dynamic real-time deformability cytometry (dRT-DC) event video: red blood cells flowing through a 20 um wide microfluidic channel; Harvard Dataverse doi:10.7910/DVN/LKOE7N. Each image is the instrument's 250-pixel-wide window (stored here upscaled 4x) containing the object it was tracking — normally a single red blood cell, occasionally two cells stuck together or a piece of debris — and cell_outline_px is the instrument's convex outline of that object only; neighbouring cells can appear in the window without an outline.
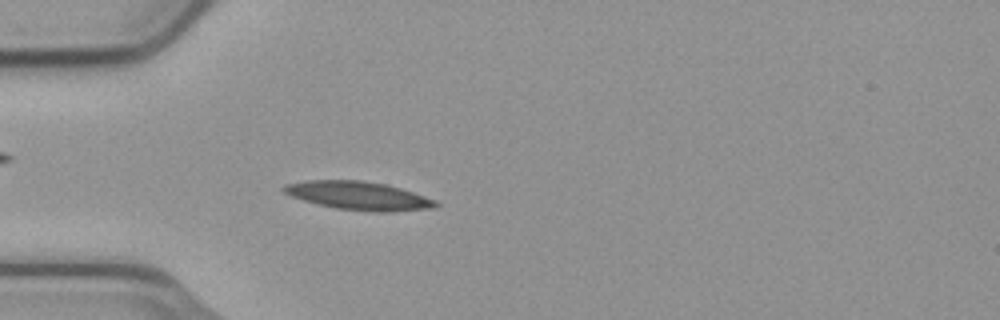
{"species": "common noctule bat (a hibernating species)", "species_latin": "Nyctalus noctula", "temperature_condition": "cold", "stored_images_in_passage": 42, "camera_frame_rate_fps": 3000, "um_per_image_px": 0.085, "animal": {"sex": "male", "body_mass_g": 23.1, "forearm_length_mm": 52.7}, "frame": {"image": 1, "passage_image": 16, "time_ms": 5.0, "image_size_px": [1000, 320], "cell_outline_px": [[440, 204], [436, 208], [392, 212], [372, 212], [336, 208], [316, 204], [292, 196], [284, 192], [280, 188], [284, 184], [304, 180], [364, 180], [384, 184], [400, 188], [436, 200]], "centroid_in_image_um": [30.48, 16.64], "position_along_channel_um": 54.5, "area_um2": 25.32}}
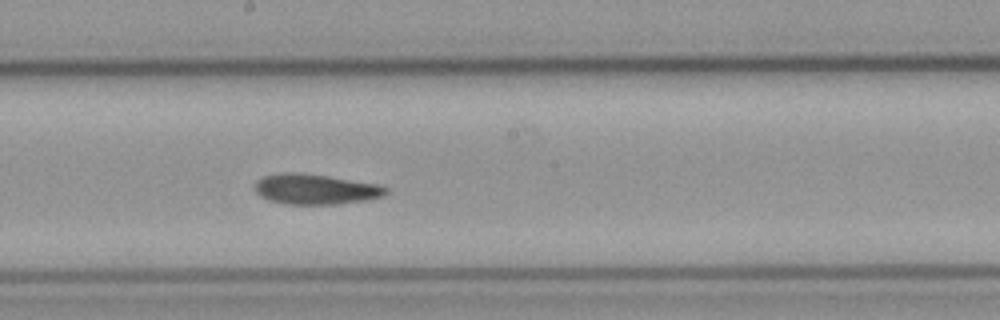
{"frame": {"image": 2, "passage_image": 30, "time_ms": 9.667, "image_size_px": [1000, 320], "cell_outline_px": [[388, 192], [384, 196], [368, 200], [336, 204], [284, 204], [268, 200], [260, 196], [256, 192], [256, 180], [264, 176], [280, 172], [300, 172], [380, 184], [388, 188]], "centroid_in_image_um": [26.83, 16.08], "position_along_channel_um": 221.4, "area_um2": 23.35}}
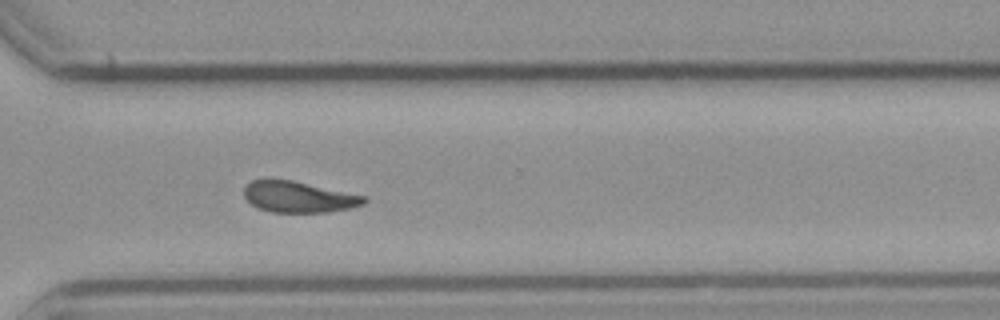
{"frame": {"image": 3, "passage_image": 40, "time_ms": 13.0, "image_size_px": [1000, 320], "cell_outline_px": [[368, 200], [364, 204], [352, 208], [328, 212], [272, 212], [256, 208], [244, 196], [244, 188], [252, 180], [264, 176], [292, 180], [364, 196]], "centroid_in_image_um": [25.32, 16.71], "position_along_channel_um": 345.3, "area_um2": 22.08}, "authors_computed_cell_mechanics": {"area_um2": 23.0044, "velocity_mm_per_s": 3.7292, "shape_relaxation_time_tau1_ms": null, "shape_relaxation_time_tau2_ms": 10.3789, "deformation_change_tau1": null, "deformation_change_tau2": 0.1854}}